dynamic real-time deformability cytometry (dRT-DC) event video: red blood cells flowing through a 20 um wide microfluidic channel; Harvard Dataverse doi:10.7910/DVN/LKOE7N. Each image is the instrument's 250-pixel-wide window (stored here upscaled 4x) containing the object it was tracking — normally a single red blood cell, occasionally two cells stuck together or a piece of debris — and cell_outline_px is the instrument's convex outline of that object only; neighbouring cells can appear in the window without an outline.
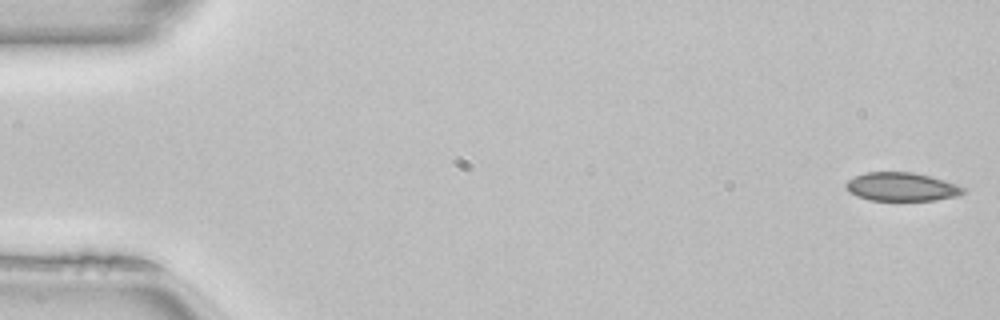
{"species": "common noctule bat (a hibernating species)", "species_latin": "Nyctalus noctula", "temperature_condition": "room temperature", "stored_images_in_passage": 50, "camera_frame_rate_fps": 3000, "um_per_image_px": 0.085, "animal": {"sex": "female", "body_mass_g": 22.7, "forearm_length_mm": 54.2}, "frame": {"image": 1, "passage_image": 1, "time_ms": 0.0, "image_size_px": [1000, 320], "cell_outline_px": [[968, 192], [956, 196], [936, 200], [868, 200], [856, 196], [848, 192], [844, 184], [848, 180], [864, 172], [912, 172], [944, 180], [956, 184], [964, 188]], "centroid_in_image_um": [76.61, 15.88], "position_along_channel_um": 8.4, "area_um2": 19.54}}
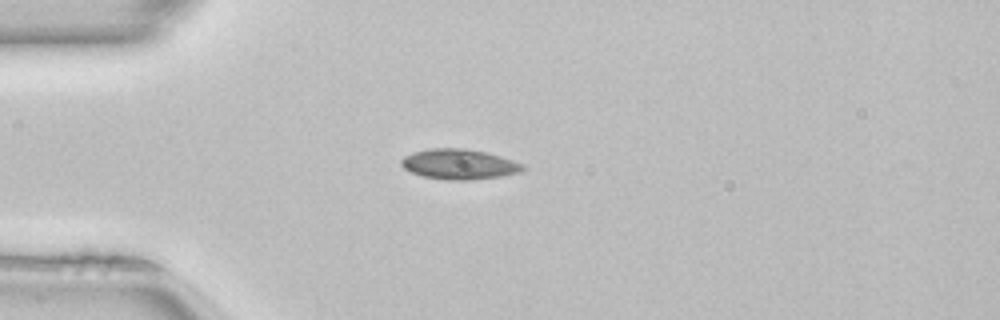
{"frame": {"image": 2, "passage_image": 13, "time_ms": 4.0, "image_size_px": [1000, 320], "cell_outline_px": [[528, 168], [520, 172], [500, 176], [468, 180], [444, 180], [424, 176], [412, 172], [404, 168], [400, 164], [400, 160], [404, 156], [412, 152], [428, 148], [468, 148], [500, 156], [524, 164]], "centroid_in_image_um": [39.02, 13.95], "position_along_channel_um": 46.0, "area_um2": 21.5}}
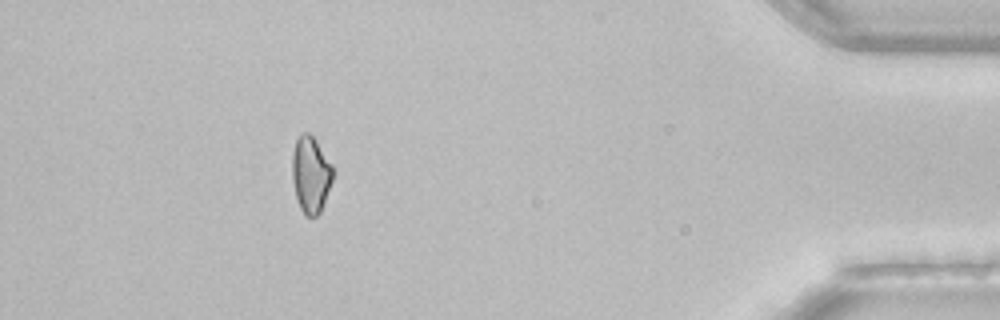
{"frame": {"image": 3, "passage_image": 45, "time_ms": 14.667, "image_size_px": [1000, 320], "cell_outline_px": [[332, 180], [320, 212], [316, 216], [304, 216], [300, 208], [296, 196], [292, 180], [292, 152], [296, 140], [300, 132], [308, 132], [316, 140], [332, 164]], "centroid_in_image_um": [26.39, 14.81], "position_along_channel_um": 408.8, "area_um2": 18.09}, "authors_computed_cell_mechanics": {"area_um2": 19.8254, "velocity_mm_per_s": 4.0898, "shape_relaxation_time_tau1_ms": 4.4971, "shape_relaxation_time_tau2_ms": null, "deformation_change_tau1": 0.0771, "deformation_change_tau2": null}}